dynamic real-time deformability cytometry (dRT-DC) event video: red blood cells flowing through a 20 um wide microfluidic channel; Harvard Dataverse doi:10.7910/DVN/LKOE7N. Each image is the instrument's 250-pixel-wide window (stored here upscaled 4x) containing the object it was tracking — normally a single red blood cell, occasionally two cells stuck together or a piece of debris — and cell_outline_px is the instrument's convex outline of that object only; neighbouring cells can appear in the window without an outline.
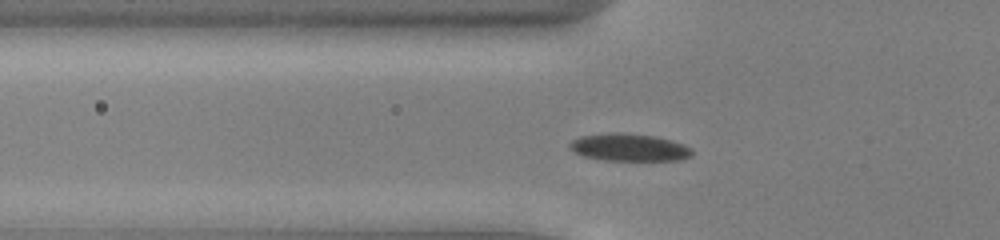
{"species": "common noctule bat (a hibernating species)", "species_latin": "Nyctalus noctula", "temperature_condition": "cold", "stored_images_in_passage": 45, "camera_frame_rate_fps": 3000, "um_per_image_px": 0.085, "animal": {"sex": "male", "body_mass_g": 13.0, "forearm_length_mm": 53.1}, "frame": {"image": 1, "passage_image": 10, "time_ms": 3.0, "image_size_px": [1000, 240], "cell_outline_px": [[692, 156], [680, 160], [604, 160], [584, 156], [568, 148], [568, 144], [572, 140], [580, 136], [612, 132], [620, 132], [656, 136], [684, 144], [692, 148]], "centroid_in_image_um": [53.48, 12.52], "position_along_channel_um": 72.3, "area_um2": 19.65}}
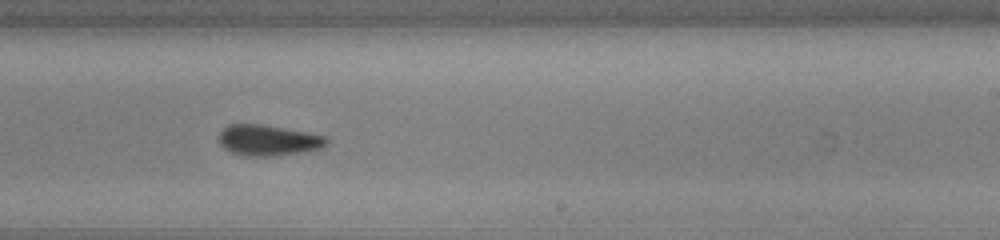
{"frame": {"image": 2, "passage_image": 25, "time_ms": 8.0, "image_size_px": [1000, 240], "cell_outline_px": [[328, 144], [324, 148], [308, 152], [272, 156], [244, 156], [232, 152], [224, 148], [220, 144], [220, 132], [228, 124], [260, 124], [308, 132], [328, 136]], "centroid_in_image_um": [22.87, 11.93], "position_along_channel_um": 266.1, "area_um2": 19.59}}
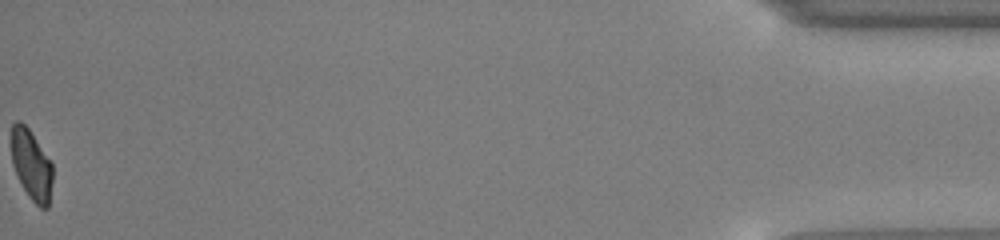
{"frame": {"image": 3, "passage_image": 45, "time_ms": 14.667, "image_size_px": [1000, 240], "cell_outline_px": [[52, 180], [48, 208], [40, 208], [28, 196], [12, 164], [12, 124], [16, 120], [20, 120], [28, 128], [52, 160]], "centroid_in_image_um": [2.69, 13.99], "position_along_channel_um": 432.5, "area_um2": 16.82}, "authors_computed_cell_mechanics": {"area_um2": 19.3052, "velocity_mm_per_s": 3.8927, "shape_relaxation_time_tau1_ms": 2.4202, "shape_relaxation_time_tau2_ms": 2.2476, "deformation_change_tau1": 0.0718, "deformation_change_tau2": 0.0565}}